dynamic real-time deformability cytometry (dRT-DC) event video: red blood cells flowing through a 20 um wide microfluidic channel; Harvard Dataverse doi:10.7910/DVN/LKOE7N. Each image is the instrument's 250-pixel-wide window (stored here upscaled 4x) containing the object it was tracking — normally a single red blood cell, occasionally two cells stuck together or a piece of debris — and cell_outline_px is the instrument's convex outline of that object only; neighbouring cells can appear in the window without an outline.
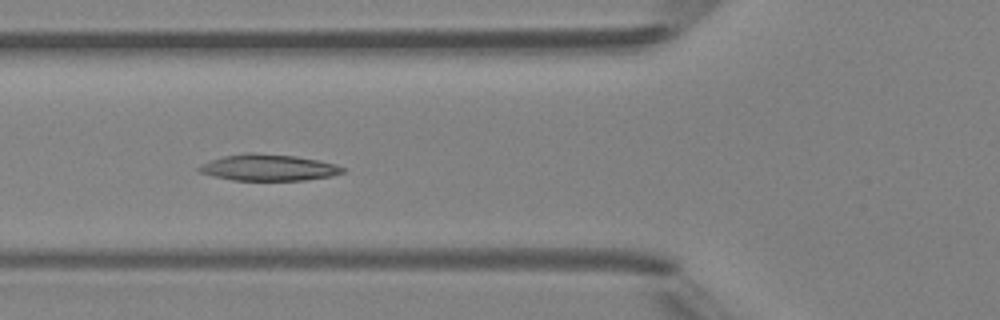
{"species": "Egyptian fruit bat (a non-hibernating species)", "species_latin": "Rousettus aegyptiacus", "temperature_condition": "room temperature", "stored_images_in_passage": 6, "camera_frame_rate_fps": 3000, "um_per_image_px": 0.085, "animal": {"sex": "female"}, "frame": {"image": 1, "passage_image": 5, "time_ms": 5.333, "image_size_px": [1000, 320], "cell_outline_px": [[344, 172], [332, 176], [304, 180], [232, 180], [212, 176], [200, 172], [196, 168], [200, 164], [224, 156], [244, 152], [252, 152], [296, 156], [336, 164], [344, 168]], "centroid_in_image_um": [22.79, 14.24], "position_along_channel_um": 103.0, "area_um2": 22.08}}
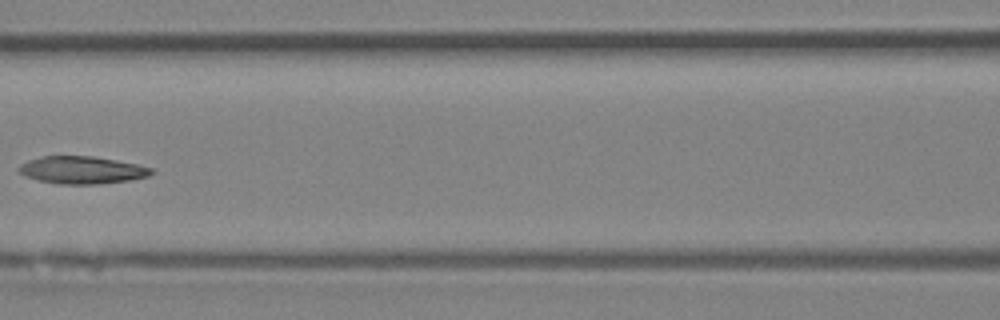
{"frame": {"image": 2, "passage_image": 6, "time_ms": 6.667, "image_size_px": [1000, 320], "cell_outline_px": [[152, 172], [148, 176], [128, 180], [100, 184], [60, 184], [40, 180], [24, 176], [20, 172], [20, 164], [28, 160], [44, 156], [92, 156], [116, 160], [136, 164], [152, 168]], "centroid_in_image_um": [6.96, 14.45], "position_along_channel_um": 159.6, "area_um2": 20.92}}